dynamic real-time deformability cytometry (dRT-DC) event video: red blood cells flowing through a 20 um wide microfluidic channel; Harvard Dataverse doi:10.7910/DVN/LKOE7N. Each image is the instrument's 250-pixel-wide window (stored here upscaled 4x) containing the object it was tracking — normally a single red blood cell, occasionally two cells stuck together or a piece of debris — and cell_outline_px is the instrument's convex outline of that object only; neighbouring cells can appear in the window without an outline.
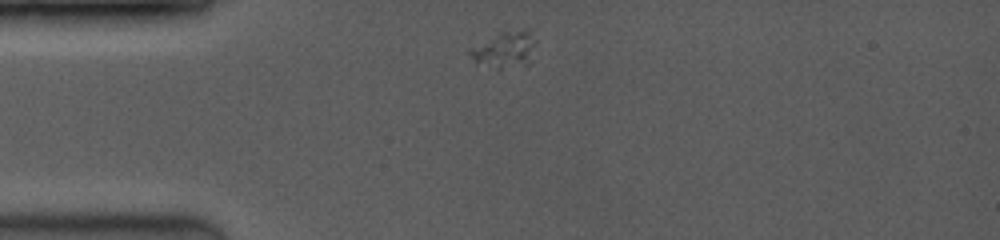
{"species": "common noctule bat (a hibernating species)", "species_latin": "Nyctalus noctula", "temperature_condition": "room temperature", "stored_images_in_passage": 3, "camera_frame_rate_fps": 3500, "um_per_image_px": 0.085, "animal": {"sex": "female", "body_mass_g": 19.0, "forearm_length_mm": 53.3}, "frame": {"image": 1, "passage_image": 1, "time_ms": 0.0, "image_size_px": [1000, 240], "cell_outline_px": [[536, 40], [528, 64], [524, 68], [500, 72], [496, 72], [476, 60], [468, 52], [468, 48], [496, 32], [528, 28]], "centroid_in_image_um": [42.92, 4.26], "position_along_channel_um": 42.1, "area_um2": 14.91}}
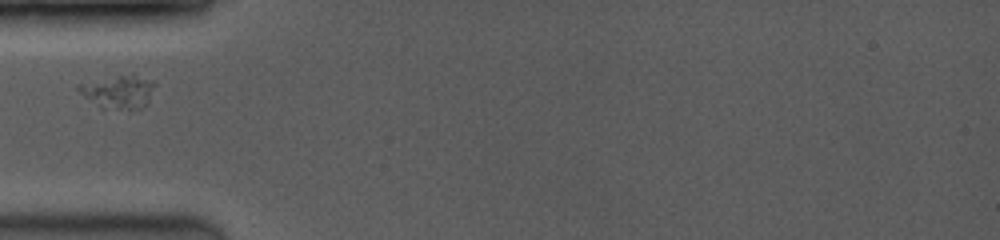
{"frame": {"image": 2, "passage_image": 3, "time_ms": 1.429, "image_size_px": [1000, 240], "cell_outline_px": [[156, 84], [144, 104], [140, 108], [128, 112], [100, 108], [80, 92], [76, 88], [76, 84], [132, 72], [136, 72], [152, 80]], "centroid_in_image_um": [10.08, 7.78], "position_along_channel_um": 74.9, "area_um2": 15.26}}